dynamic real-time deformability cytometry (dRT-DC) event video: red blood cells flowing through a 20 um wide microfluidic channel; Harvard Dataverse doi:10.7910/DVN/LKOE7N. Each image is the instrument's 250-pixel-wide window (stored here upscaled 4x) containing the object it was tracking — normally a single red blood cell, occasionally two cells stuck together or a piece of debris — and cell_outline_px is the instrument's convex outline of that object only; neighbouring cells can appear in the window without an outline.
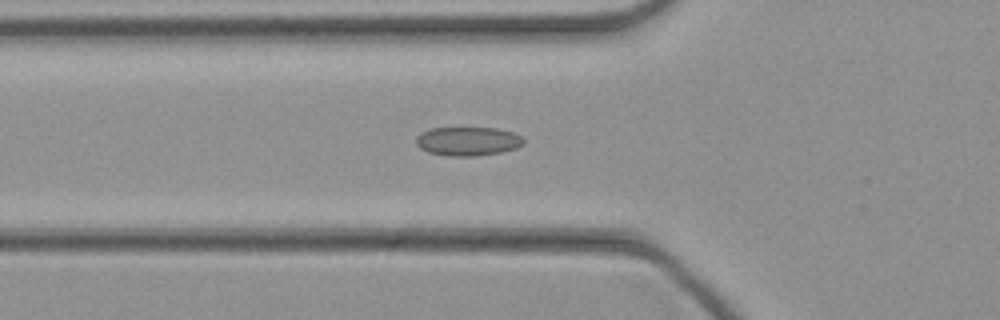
{"species": "common noctule bat (a hibernating species)", "species_latin": "Nyctalus noctula", "temperature_condition": "cold", "stored_images_in_passage": 36, "camera_frame_rate_fps": 3000, "um_per_image_px": 0.085, "animal": {"sex": "female", "body_mass_g": 21.9}, "frame": {"image": 1, "passage_image": 10, "time_ms": 3.0, "image_size_px": [1000, 320], "cell_outline_px": [[524, 144], [516, 148], [500, 152], [476, 156], [448, 156], [428, 152], [420, 148], [416, 144], [416, 136], [420, 132], [428, 128], [496, 128], [512, 132], [520, 136], [524, 140]], "centroid_in_image_um": [39.73, 12.0], "position_along_channel_um": 86.1, "area_um2": 18.15}}
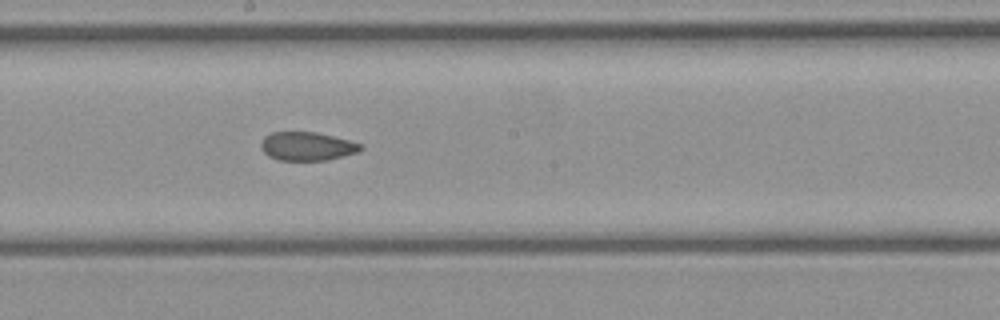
{"frame": {"image": 2, "passage_image": 19, "time_ms": 6.0, "image_size_px": [1000, 320], "cell_outline_px": [[364, 148], [360, 152], [328, 160], [276, 160], [268, 156], [260, 148], [260, 144], [264, 136], [272, 132], [316, 132], [364, 144]], "centroid_in_image_um": [26.12, 12.44], "position_along_channel_um": 222.1, "area_um2": 16.82}}
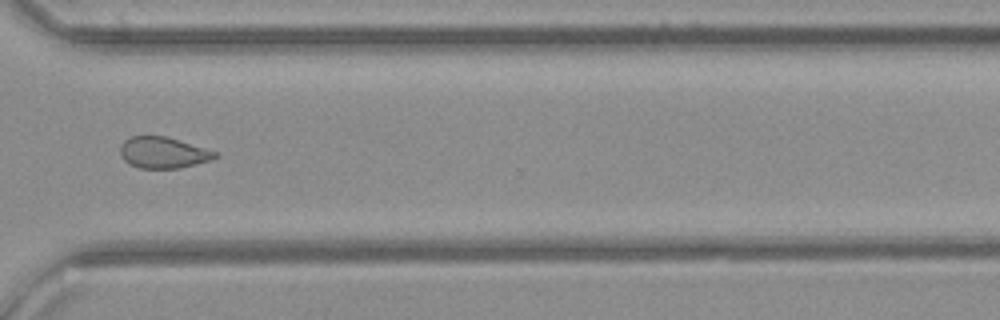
{"frame": {"image": 3, "passage_image": 28, "time_ms": 9.0, "image_size_px": [1000, 320], "cell_outline_px": [[220, 156], [212, 160], [180, 168], [140, 168], [128, 164], [124, 160], [120, 152], [120, 144], [124, 140], [132, 136], [168, 136], [220, 152]], "centroid_in_image_um": [13.92, 12.96], "position_along_channel_um": 356.7, "area_um2": 17.63}}